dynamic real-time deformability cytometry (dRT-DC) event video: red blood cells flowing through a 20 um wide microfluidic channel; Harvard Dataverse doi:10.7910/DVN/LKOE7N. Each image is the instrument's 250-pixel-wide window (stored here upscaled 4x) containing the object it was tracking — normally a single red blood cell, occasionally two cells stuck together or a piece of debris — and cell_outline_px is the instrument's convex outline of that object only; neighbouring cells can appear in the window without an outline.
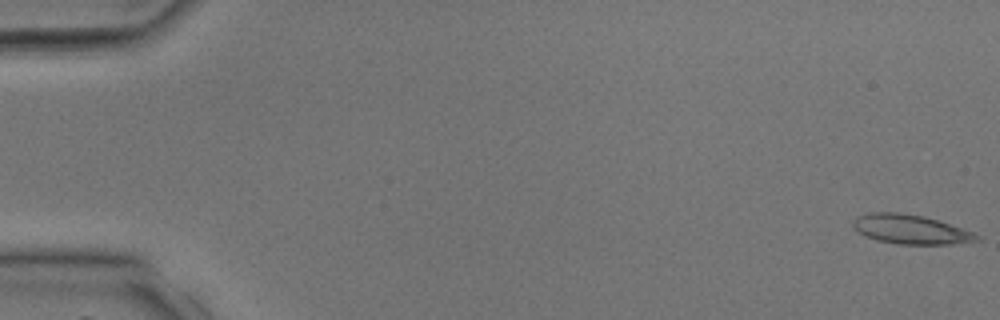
{"species": "common noctule bat (a hibernating species)", "species_latin": "Nyctalus noctula", "temperature_condition": "room temperature", "stored_images_in_passage": 10, "camera_frame_rate_fps": 3000, "um_per_image_px": 0.085, "animal": {"sex": "male", "body_mass_g": 17.9, "forearm_length_mm": 54.2}, "frame": {"image": 1, "passage_image": 1, "time_ms": 0.0, "image_size_px": [1000, 320], "cell_outline_px": [[980, 240], [952, 244], [896, 244], [876, 240], [864, 236], [852, 224], [852, 220], [856, 216], [872, 212], [896, 212], [924, 216], [972, 232], [980, 236]], "centroid_in_image_um": [77.35, 19.5], "position_along_channel_um": 7.6, "area_um2": 20.92}}